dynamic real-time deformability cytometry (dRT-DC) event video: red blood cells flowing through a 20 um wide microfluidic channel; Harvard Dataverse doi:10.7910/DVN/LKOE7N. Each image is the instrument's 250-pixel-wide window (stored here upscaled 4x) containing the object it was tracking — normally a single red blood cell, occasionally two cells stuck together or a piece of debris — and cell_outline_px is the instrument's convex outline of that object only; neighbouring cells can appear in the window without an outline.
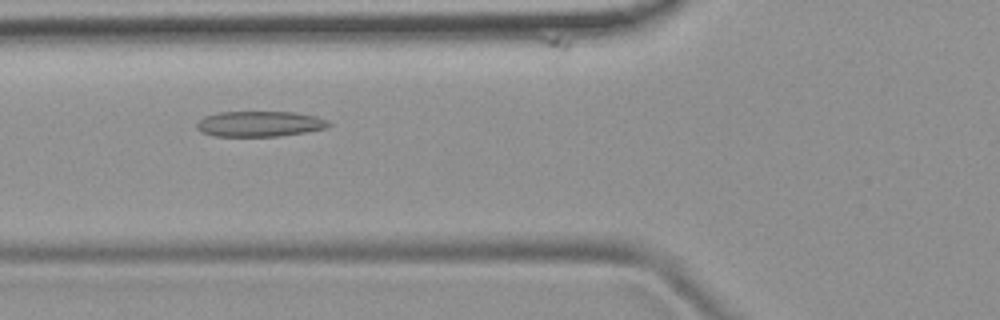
{"species": "common noctule bat (a hibernating species)", "species_latin": "Nyctalus noctula", "temperature_condition": "room temperature", "stored_images_in_passage": 50, "camera_frame_rate_fps": 3000, "um_per_image_px": 0.085, "animal": {"sex": "female", "body_mass_g": 19.9}, "frame": {"image": 1, "passage_image": 18, "time_ms": 5.667, "image_size_px": [1000, 320], "cell_outline_px": [[332, 124], [328, 128], [308, 132], [280, 136], [212, 136], [200, 132], [196, 128], [196, 124], [204, 116], [220, 112], [292, 112], [316, 116], [328, 120]], "centroid_in_image_um": [22.09, 10.54], "position_along_channel_um": 103.7, "area_um2": 19.83}}
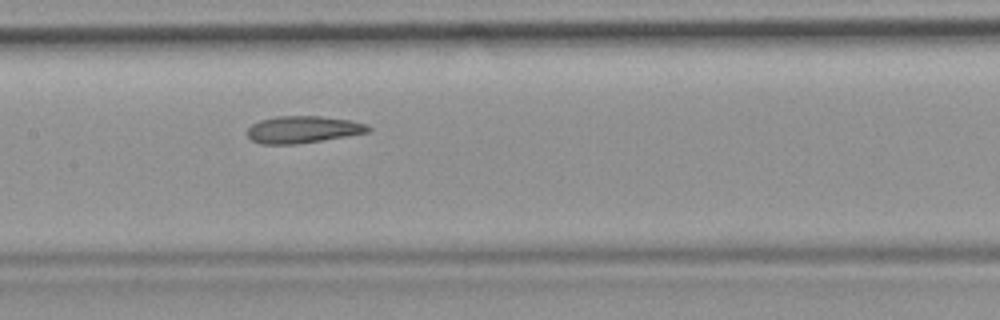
{"frame": {"image": 2, "passage_image": 24, "time_ms": 7.667, "image_size_px": [1000, 320], "cell_outline_px": [[372, 128], [368, 132], [348, 136], [296, 144], [260, 144], [252, 140], [248, 136], [248, 128], [252, 124], [260, 120], [276, 116], [320, 116], [352, 120], [368, 124]], "centroid_in_image_um": [25.77, 11.0], "position_along_channel_um": 181.6, "area_um2": 19.13}}
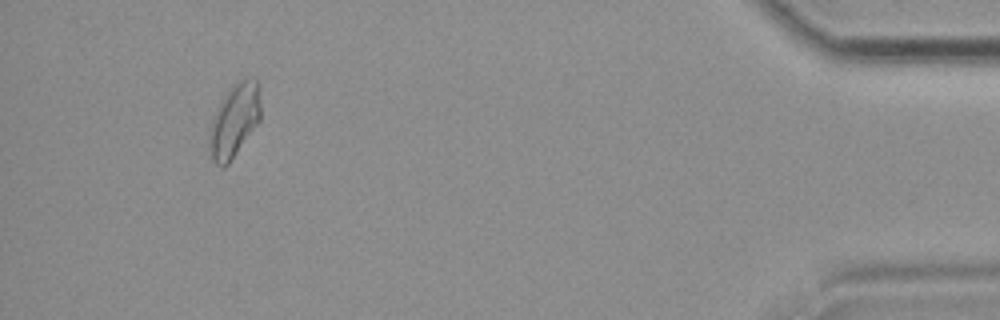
{"frame": {"image": 3, "passage_image": 47, "time_ms": 15.333, "image_size_px": [1000, 320], "cell_outline_px": [[260, 120], [228, 164], [224, 168], [220, 168], [212, 160], [208, 140], [208, 132], [212, 120], [224, 96], [232, 84], [240, 80], [252, 76], [256, 76], [260, 100]], "centroid_in_image_um": [19.91, 10.24], "position_along_channel_um": 415.3, "area_um2": 21.85}, "authors_computed_cell_mechanics": {"area_um2": 19.8832, "velocity_mm_per_s": 3.8888, "shape_relaxation_time_tau1_ms": null, "shape_relaxation_time_tau2_ms": 2.9855, "deformation_change_tau1": null, "deformation_change_tau2": 0.1076}}